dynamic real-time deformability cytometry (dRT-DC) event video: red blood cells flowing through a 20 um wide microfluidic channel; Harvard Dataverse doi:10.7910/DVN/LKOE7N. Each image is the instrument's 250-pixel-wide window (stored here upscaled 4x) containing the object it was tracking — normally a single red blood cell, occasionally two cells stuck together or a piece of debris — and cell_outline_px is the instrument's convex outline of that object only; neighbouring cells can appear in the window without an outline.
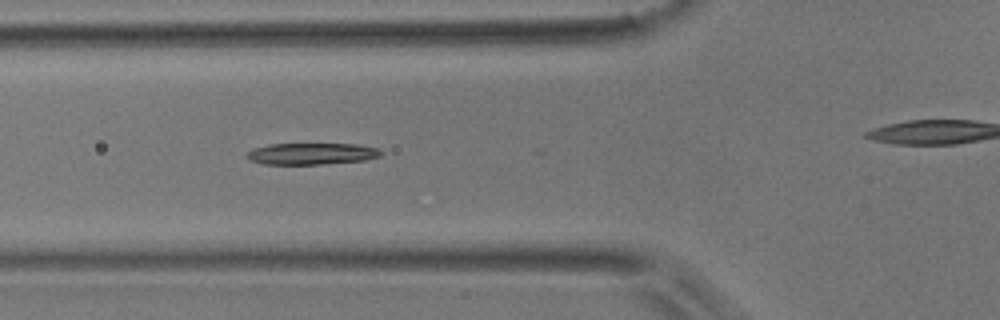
{"species": "common noctule bat (a hibernating species)", "species_latin": "Nyctalus noctula", "temperature_condition": "room temperature", "stored_images_in_passage": 20, "camera_frame_rate_fps": 3000, "um_per_image_px": 0.085, "animal": {"sex": "male", "body_mass_g": 17.9}, "frame": {"image": 1, "passage_image": 14, "time_ms": 4.333, "image_size_px": [1000, 320], "cell_outline_px": [[384, 152], [380, 156], [364, 160], [320, 164], [264, 164], [248, 160], [244, 156], [252, 148], [272, 144], [360, 144], [380, 148]], "centroid_in_image_um": [26.49, 13.06], "position_along_channel_um": 99.3, "area_um2": 16.99}}
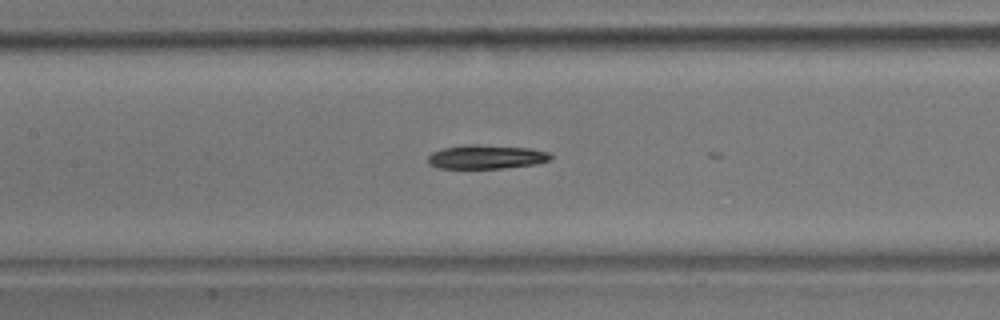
{"frame": {"image": 2, "passage_image": 19, "time_ms": 6.0, "image_size_px": [1000, 320], "cell_outline_px": [[552, 160], [536, 164], [504, 168], [436, 168], [428, 164], [428, 156], [432, 152], [444, 148], [468, 144], [476, 144], [532, 148], [548, 152], [552, 156]], "centroid_in_image_um": [41.35, 13.33], "position_along_channel_um": 166.1, "area_um2": 17.28}}